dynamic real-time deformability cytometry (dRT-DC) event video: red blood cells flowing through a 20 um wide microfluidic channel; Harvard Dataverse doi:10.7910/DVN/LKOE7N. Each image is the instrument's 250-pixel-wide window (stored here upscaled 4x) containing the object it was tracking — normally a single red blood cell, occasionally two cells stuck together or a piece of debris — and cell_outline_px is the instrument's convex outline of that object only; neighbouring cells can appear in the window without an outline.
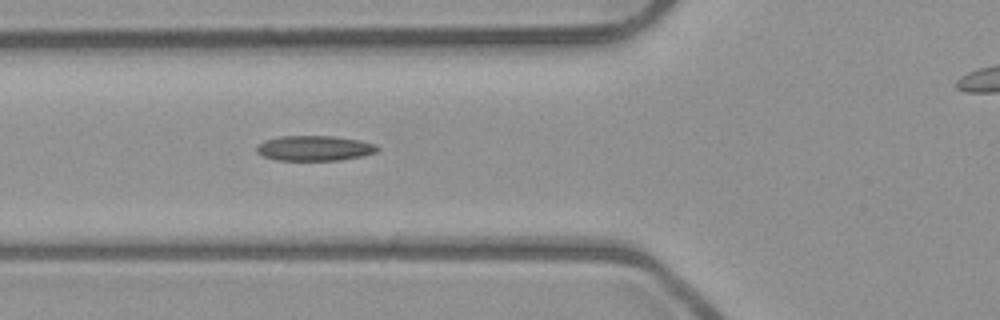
{"species": "common noctule bat (a hibernating species)", "species_latin": "Nyctalus noctula", "temperature_condition": "room temperature", "stored_images_in_passage": 6, "segment_of_instrument_passage": [1, 2], "camera_frame_rate_fps": 3000, "um_per_image_px": 0.085, "animal": {"sex": "male", "body_mass_g": 23.1, "forearm_length_mm": 52.7}, "frame": {"image": 1, "passage_image": 5, "time_ms": 1.333, "image_size_px": [1000, 320], "cell_outline_px": [[380, 148], [376, 152], [364, 156], [340, 160], [276, 160], [264, 156], [256, 152], [256, 148], [264, 140], [280, 136], [332, 136], [360, 140], [376, 144]], "centroid_in_image_um": [26.76, 12.6], "position_along_channel_um": 99.0, "area_um2": 17.74}}